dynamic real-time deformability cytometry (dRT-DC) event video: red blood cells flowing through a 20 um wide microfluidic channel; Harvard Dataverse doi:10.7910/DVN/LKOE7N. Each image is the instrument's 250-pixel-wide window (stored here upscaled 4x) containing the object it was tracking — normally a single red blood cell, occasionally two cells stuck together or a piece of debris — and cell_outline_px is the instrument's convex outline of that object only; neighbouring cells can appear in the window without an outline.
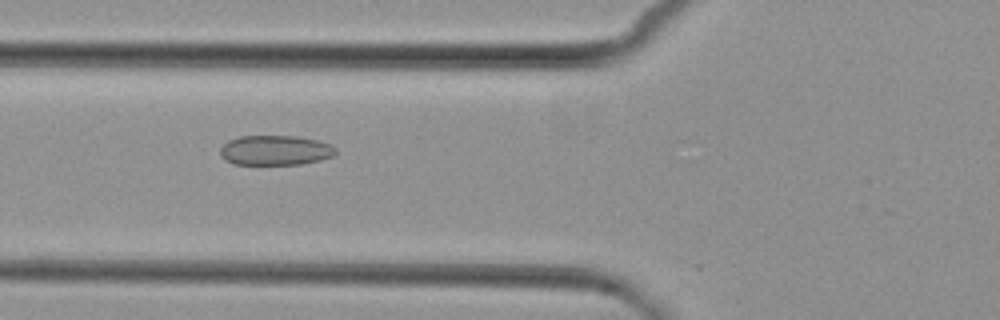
{"species": "common noctule bat (a hibernating species)", "species_latin": "Nyctalus noctula", "temperature_condition": "cold", "stored_images_in_passage": 5, "camera_frame_rate_fps": 3000, "um_per_image_px": 0.085, "animal": {"sex": "female", "body_mass_g": 29.2, "forearm_length_mm": 56.3}, "frame": {"image": 1, "passage_image": 3, "time_ms": 2.333, "image_size_px": [1000, 320], "cell_outline_px": [[336, 152], [332, 156], [320, 160], [300, 164], [232, 164], [220, 152], [220, 148], [228, 140], [240, 136], [296, 136], [320, 140], [336, 148]], "centroid_in_image_um": [23.42, 12.76], "position_along_channel_um": 102.4, "area_um2": 19.94}}
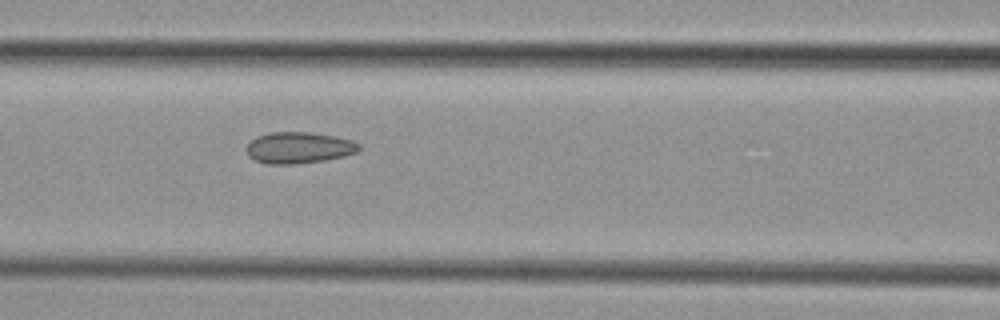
{"frame": {"image": 2, "passage_image": 4, "time_ms": 3.333, "image_size_px": [1000, 320], "cell_outline_px": [[360, 148], [356, 152], [324, 160], [292, 164], [268, 164], [256, 160], [248, 156], [244, 148], [256, 136], [268, 132], [308, 132], [336, 136], [352, 140], [360, 144]], "centroid_in_image_um": [25.35, 12.54], "position_along_channel_um": 141.2, "area_um2": 20.52}}
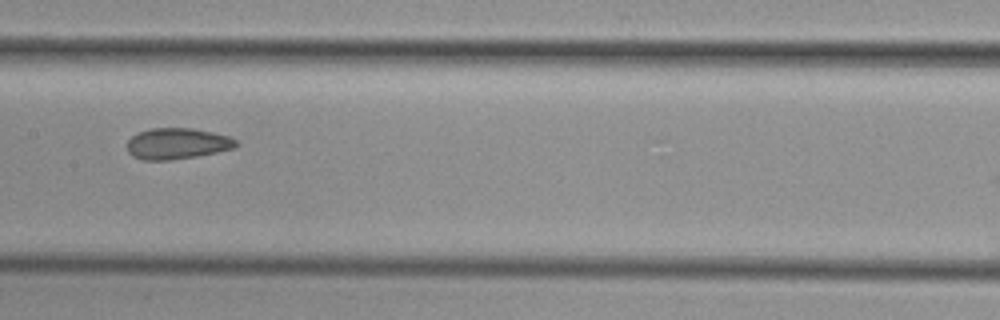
{"frame": {"image": 3, "passage_image": 5, "time_ms": 4.667, "image_size_px": [1000, 320], "cell_outline_px": [[240, 144], [236, 148], [196, 156], [172, 160], [144, 160], [132, 156], [128, 152], [128, 140], [136, 132], [152, 128], [192, 128], [212, 132], [228, 136], [236, 140]], "centroid_in_image_um": [15.06, 12.2], "position_along_channel_um": 192.3, "area_um2": 19.83}}